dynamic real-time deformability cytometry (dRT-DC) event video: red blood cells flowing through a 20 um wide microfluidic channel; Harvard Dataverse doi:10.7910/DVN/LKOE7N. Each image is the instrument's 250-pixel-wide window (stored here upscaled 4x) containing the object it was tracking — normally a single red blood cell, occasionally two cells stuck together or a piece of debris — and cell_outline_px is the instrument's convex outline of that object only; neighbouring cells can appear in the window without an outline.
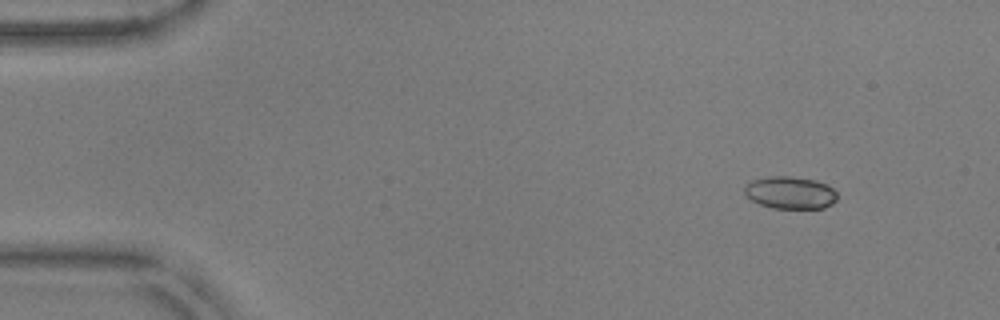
{"species": "common noctule bat (a hibernating species)", "species_latin": "Nyctalus noctula", "temperature_condition": "warm", "stored_images_in_passage": 49, "camera_frame_rate_fps": 3000, "um_per_image_px": 0.085, "animal": {"sex": "male", "body_mass_g": 17.9, "forearm_length_mm": 54.2}, "frame": {"image": 1, "passage_image": 1, "time_ms": 0.0, "image_size_px": [1000, 320], "cell_outline_px": [[836, 200], [832, 204], [824, 208], [772, 208], [760, 204], [752, 200], [744, 192], [744, 188], [752, 180], [768, 176], [792, 176], [816, 180], [828, 184], [836, 192]], "centroid_in_image_um": [67.19, 16.37], "position_along_channel_um": 17.8, "area_um2": 17.51}}
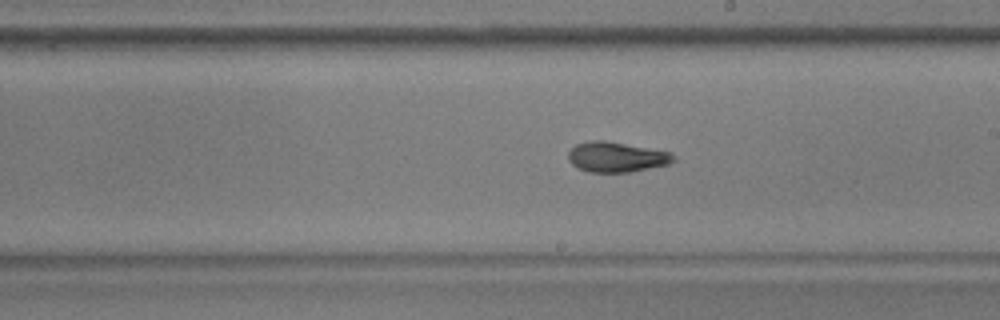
{"frame": {"image": 2, "passage_image": 26, "time_ms": 8.333, "image_size_px": [1000, 320], "cell_outline_px": [[676, 160], [668, 164], [628, 172], [588, 172], [572, 164], [568, 160], [568, 152], [576, 144], [592, 140], [604, 140], [672, 152], [676, 156]], "centroid_in_image_um": [52.41, 13.34], "position_along_channel_um": 236.6, "area_um2": 18.44}}
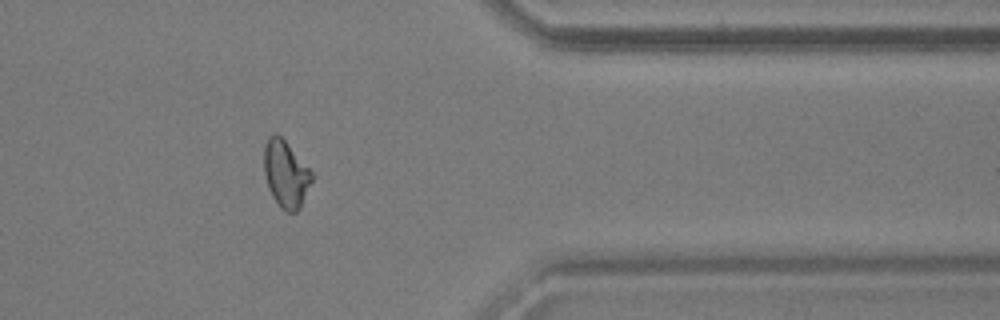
{"frame": {"image": 3, "passage_image": 39, "time_ms": 12.667, "image_size_px": [1000, 320], "cell_outline_px": [[312, 180], [300, 208], [296, 212], [288, 212], [280, 208], [272, 196], [268, 188], [264, 172], [264, 144], [268, 136], [276, 132], [284, 140], [312, 172]], "centroid_in_image_um": [24.26, 14.79], "position_along_channel_um": 387.1, "area_um2": 18.5}, "authors_computed_cell_mechanics": {"area_um2": 18.785, "velocity_mm_per_s": 3.8181, "shape_relaxation_time_tau1_ms": null, "shape_relaxation_time_tau2_ms": 2.8192, "deformation_change_tau1": null, "deformation_change_tau2": 0.0976}}